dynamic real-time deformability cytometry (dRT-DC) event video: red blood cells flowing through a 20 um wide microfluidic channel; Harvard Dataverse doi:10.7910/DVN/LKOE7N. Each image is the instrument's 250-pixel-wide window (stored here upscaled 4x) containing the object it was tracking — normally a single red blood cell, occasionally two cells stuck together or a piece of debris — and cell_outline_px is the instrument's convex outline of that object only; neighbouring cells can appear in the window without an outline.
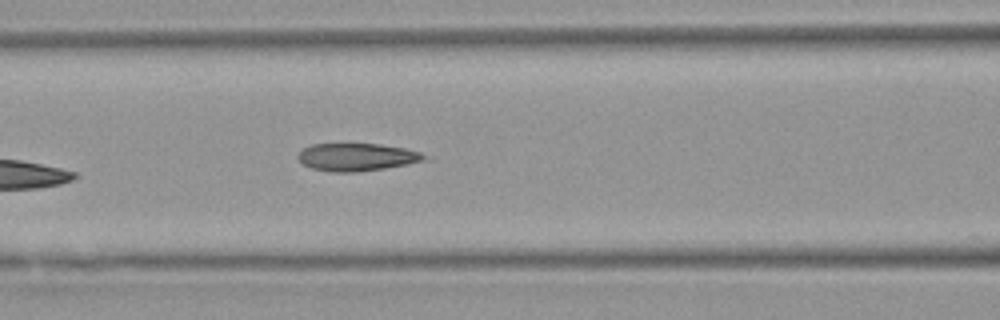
{"species": "Egyptian fruit bat (a non-hibernating species)", "species_latin": "Rousettus aegyptiacus", "temperature_condition": "warm", "stored_images_in_passage": 7, "segment_of_instrument_passage": [1, 2], "camera_frame_rate_fps": 3000, "um_per_image_px": 0.085, "animal": {"sex": "female"}, "frame": {"image": 1, "passage_image": 6, "time_ms": 7.0, "image_size_px": [1000, 320], "cell_outline_px": [[432, 160], [384, 168], [356, 172], [332, 172], [312, 168], [304, 164], [296, 156], [304, 148], [312, 144], [380, 144], [404, 148], [420, 152], [432, 156]], "centroid_in_image_um": [30.43, 13.35], "position_along_channel_um": 136.2, "area_um2": 20.52}}